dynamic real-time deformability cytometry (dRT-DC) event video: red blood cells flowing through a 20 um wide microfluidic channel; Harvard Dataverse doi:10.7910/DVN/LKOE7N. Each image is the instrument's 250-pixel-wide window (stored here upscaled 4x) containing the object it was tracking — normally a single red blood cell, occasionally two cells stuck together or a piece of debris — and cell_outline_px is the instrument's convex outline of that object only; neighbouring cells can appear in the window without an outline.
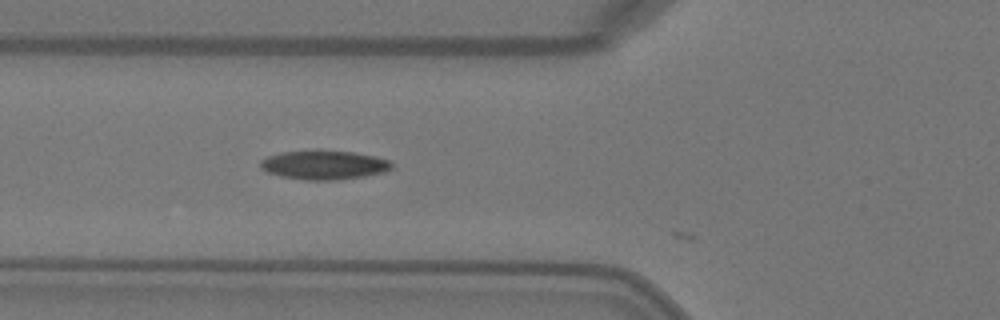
{"species": "Egyptian fruit bat (a non-hibernating species)", "species_latin": "Rousettus aegyptiacus", "temperature_condition": "warm", "stored_images_in_passage": 31, "camera_frame_rate_fps": 3000, "um_per_image_px": 0.085, "animal": {"sex": "female"}, "frame": {"image": 1, "passage_image": 2, "time_ms": 0.333, "image_size_px": [1000, 320], "cell_outline_px": [[392, 168], [384, 172], [364, 176], [340, 180], [304, 180], [280, 176], [268, 172], [260, 168], [260, 160], [268, 156], [280, 152], [352, 152], [376, 156], [388, 160], [392, 164]], "centroid_in_image_um": [27.54, 14.05], "position_along_channel_um": 98.3, "area_um2": 21.79}}
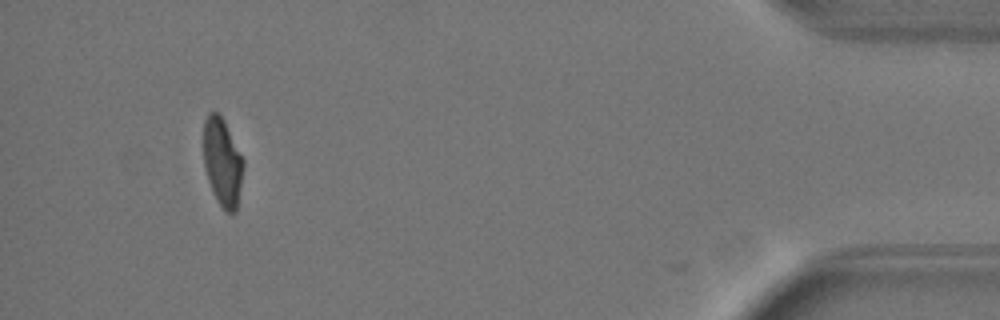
{"frame": {"image": 2, "passage_image": 30, "time_ms": 9.667, "image_size_px": [1000, 320], "cell_outline_px": [[244, 168], [236, 212], [224, 212], [208, 180], [204, 164], [204, 120], [208, 112], [216, 112], [224, 120], [244, 160]], "centroid_in_image_um": [18.92, 13.77], "position_along_channel_um": 416.3, "area_um2": 20.23}, "authors_computed_cell_mechanics": {"area_um2": 21.7906, "velocity_mm_per_s": 4.0957, "shape_relaxation_time_tau1_ms": 4.5955, "shape_relaxation_time_tau2_ms": 1.5857, "deformation_change_tau1": 0.1795, "deformation_change_tau2": 0.0401}}